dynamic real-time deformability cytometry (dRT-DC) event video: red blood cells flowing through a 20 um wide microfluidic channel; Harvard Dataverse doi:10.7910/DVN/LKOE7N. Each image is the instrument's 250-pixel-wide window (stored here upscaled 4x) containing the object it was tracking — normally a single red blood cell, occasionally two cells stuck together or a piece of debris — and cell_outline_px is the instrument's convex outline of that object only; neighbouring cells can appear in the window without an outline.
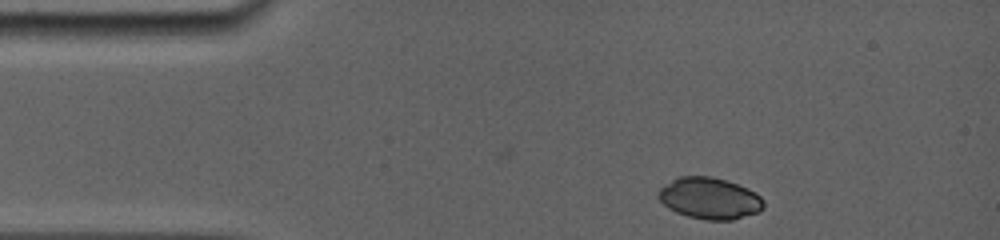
{"species": "common noctule bat (a hibernating species)", "species_latin": "Nyctalus noctula", "temperature_condition": "room temperature", "stored_images_in_passage": 14, "camera_frame_rate_fps": 5000, "um_per_image_px": 0.085, "animal": {"sex": "female", "body_mass_g": 19.0, "forearm_length_mm": 56.7}, "frame": {"image": 1, "passage_image": 1, "time_ms": 0.0, "image_size_px": [1000, 240], "cell_outline_px": [[764, 208], [760, 212], [732, 220], [704, 220], [688, 216], [676, 212], [668, 208], [656, 196], [656, 192], [660, 188], [672, 180], [680, 176], [712, 176], [748, 188], [756, 192], [764, 200]], "centroid_in_image_um": [60.32, 16.86], "position_along_channel_um": 24.7, "area_um2": 25.61}}
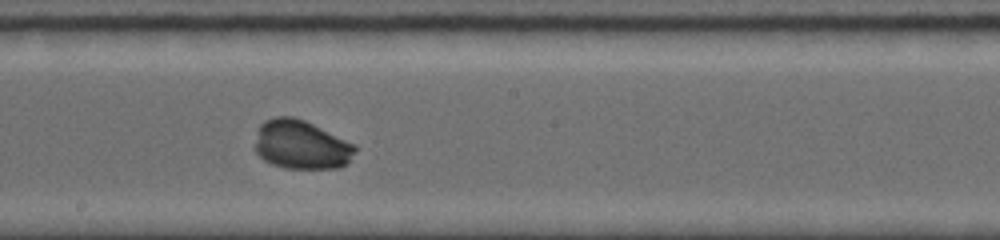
{"frame": {"image": 2, "passage_image": 8, "time_ms": 6.6, "image_size_px": [1000, 240], "cell_outline_px": [[356, 152], [348, 164], [340, 168], [284, 168], [272, 164], [264, 160], [256, 152], [256, 144], [260, 124], [264, 120], [276, 116], [292, 116], [304, 120], [356, 144]], "centroid_in_image_um": [25.64, 12.31], "position_along_channel_um": 222.6, "area_um2": 28.61}}
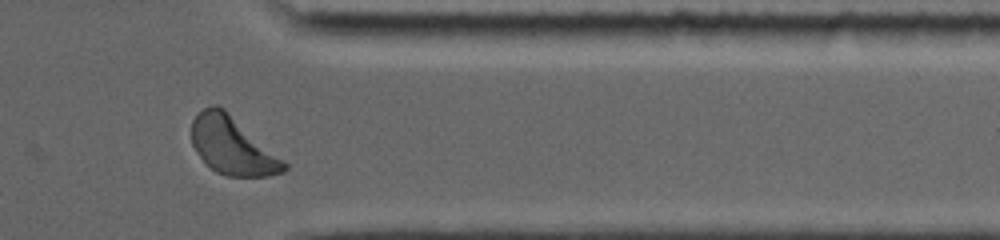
{"frame": {"image": 3, "passage_image": 14, "time_ms": 11.0, "image_size_px": [1000, 240], "cell_outline_px": [[288, 168], [284, 172], [268, 176], [224, 176], [216, 172], [200, 156], [192, 144], [192, 120], [204, 108], [212, 104], [216, 104], [224, 108], [284, 160], [288, 164]], "centroid_in_image_um": [19.77, 12.39], "position_along_channel_um": 391.6, "area_um2": 30.75}, "authors_computed_cell_mechanics": {"area_um2": 28.4376, "velocity_mm_per_s": 3.8533, "shape_relaxation_time_tau1_ms": 2.7285, "shape_relaxation_time_tau2_ms": null, "deformation_change_tau1": 0.1822, "deformation_change_tau2": null}}